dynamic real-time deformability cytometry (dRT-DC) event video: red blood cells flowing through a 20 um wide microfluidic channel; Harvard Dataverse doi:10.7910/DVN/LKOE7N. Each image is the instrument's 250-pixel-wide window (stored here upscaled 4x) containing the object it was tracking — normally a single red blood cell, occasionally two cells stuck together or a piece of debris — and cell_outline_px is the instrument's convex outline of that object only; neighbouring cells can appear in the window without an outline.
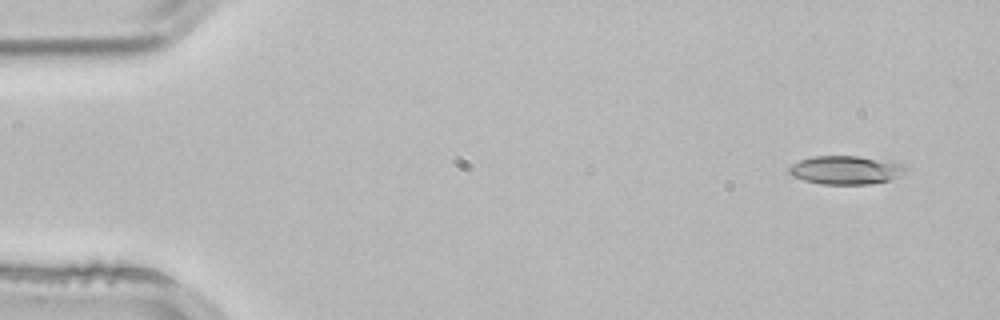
{"species": "common noctule bat (a hibernating species)", "species_latin": "Nyctalus noctula", "temperature_condition": "room temperature", "stored_images_in_passage": 3, "camera_frame_rate_fps": 3000, "um_per_image_px": 0.085, "animal": {"sex": "male", "body_mass_g": 21.5, "forearm_length_mm": 52.0}, "frame": {"image": 1, "passage_image": 1, "time_ms": 0.0, "image_size_px": [1000, 320], "cell_outline_px": [[908, 168], [904, 172], [888, 180], [868, 184], [820, 184], [804, 180], [792, 176], [788, 172], [788, 168], [792, 164], [800, 160], [812, 156], [860, 156], [892, 160], [904, 164]], "centroid_in_image_um": [71.89, 14.43], "position_along_channel_um": 13.1, "area_um2": 19.54}}
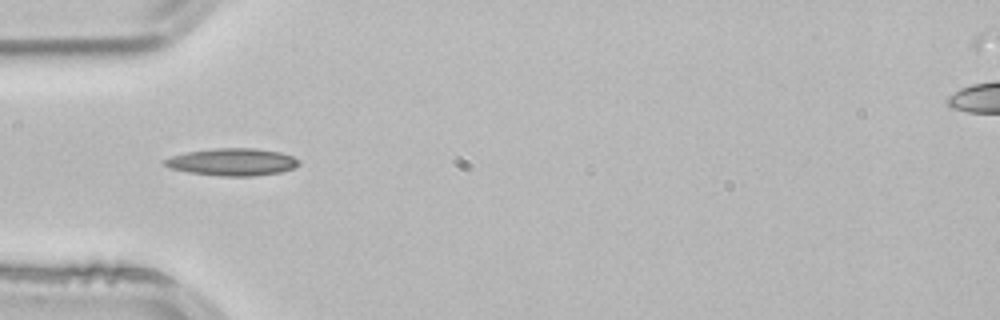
{"frame": {"image": 2, "passage_image": 3, "time_ms": 0.667, "image_size_px": [1000, 320], "cell_outline_px": [[300, 164], [292, 168], [280, 172], [252, 176], [220, 176], [188, 172], [168, 168], [164, 164], [164, 160], [172, 156], [188, 152], [216, 148], [256, 148], [280, 152], [292, 156], [300, 160]], "centroid_in_image_um": [19.76, 13.77], "position_along_channel_um": 65.2, "area_um2": 21.27}}